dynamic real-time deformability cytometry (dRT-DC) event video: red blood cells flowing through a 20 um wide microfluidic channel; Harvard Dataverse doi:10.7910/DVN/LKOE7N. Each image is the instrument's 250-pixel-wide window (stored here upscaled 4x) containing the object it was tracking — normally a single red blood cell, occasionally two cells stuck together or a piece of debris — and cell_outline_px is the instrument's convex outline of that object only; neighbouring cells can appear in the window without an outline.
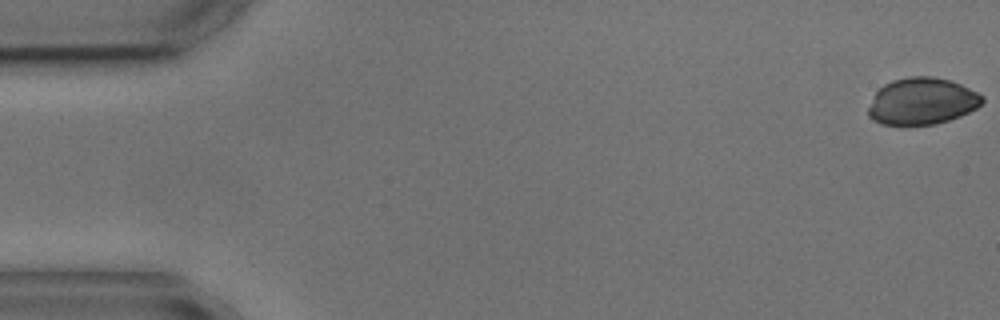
{"species": "common noctule bat (a hibernating species)", "species_latin": "Nyctalus noctula", "temperature_condition": "cold", "stored_images_in_passage": 8, "camera_frame_rate_fps": 3000, "um_per_image_px": 0.085, "animal": {"sex": "male", "body_mass_g": 17.9, "forearm_length_mm": 54.2}, "frame": {"image": 1, "passage_image": 1, "time_ms": 0.0, "image_size_px": [1000, 320], "cell_outline_px": [[984, 100], [976, 108], [960, 116], [936, 124], [880, 124], [872, 120], [868, 116], [868, 108], [876, 92], [884, 84], [892, 80], [908, 76], [932, 76], [952, 80], [984, 96]], "centroid_in_image_um": [78.36, 8.59], "position_along_channel_um": 6.6, "area_um2": 30.98}}
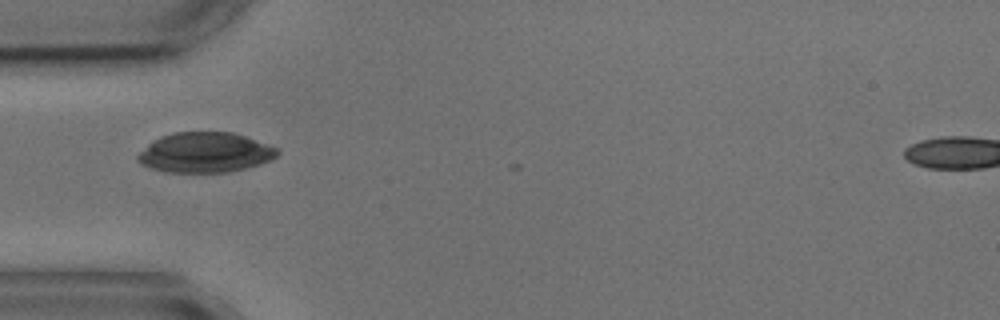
{"frame": {"image": 2, "passage_image": 4, "time_ms": 5.333, "image_size_px": [1000, 320], "cell_outline_px": [[280, 152], [272, 160], [260, 164], [228, 172], [164, 172], [140, 164], [136, 160], [136, 156], [148, 144], [160, 136], [172, 132], [232, 132], [280, 148]], "centroid_in_image_um": [17.43, 12.96], "position_along_channel_um": 67.6, "area_um2": 32.71}}
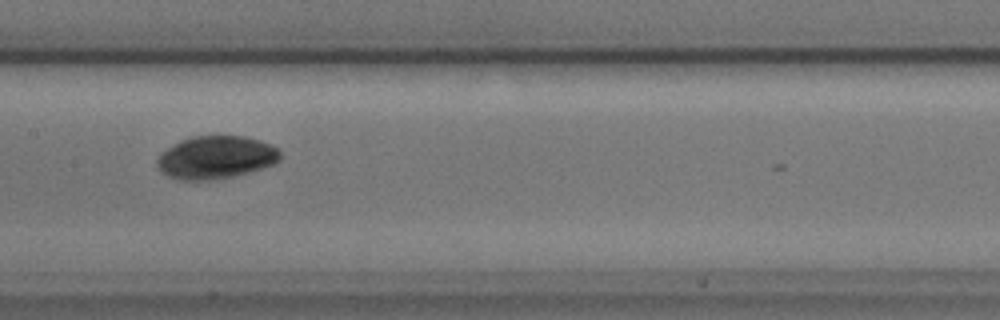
{"frame": {"image": 3, "passage_image": 7, "time_ms": 8.667, "image_size_px": [1000, 320], "cell_outline_px": [[280, 160], [272, 164], [248, 172], [232, 176], [208, 180], [176, 180], [160, 172], [156, 164], [156, 160], [160, 152], [180, 140], [192, 136], [244, 136], [260, 140], [276, 148], [280, 152]], "centroid_in_image_um": [18.28, 13.38], "position_along_channel_um": 189.1, "area_um2": 30.69}}